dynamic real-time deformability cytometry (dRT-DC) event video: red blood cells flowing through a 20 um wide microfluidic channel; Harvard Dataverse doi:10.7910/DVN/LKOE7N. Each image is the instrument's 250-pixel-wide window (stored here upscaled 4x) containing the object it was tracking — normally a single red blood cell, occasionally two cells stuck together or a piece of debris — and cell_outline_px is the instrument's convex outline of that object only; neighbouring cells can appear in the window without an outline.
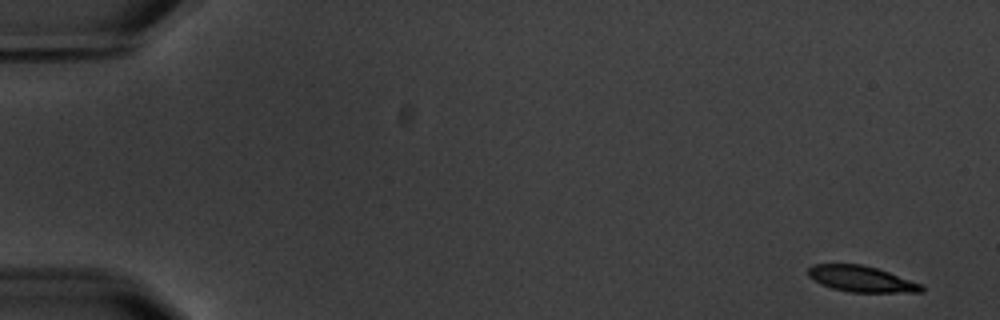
{"species": "common noctule bat (a hibernating species)", "species_latin": "Nyctalus noctula", "temperature_condition": "warm", "stored_images_in_passage": 8, "camera_frame_rate_fps": 3000, "um_per_image_px": 0.085, "animal": {"sex": "male", "body_mass_g": 20.1, "forearm_length_mm": 53.5}, "frame": {"image": 1, "passage_image": 1, "time_ms": 0.0, "image_size_px": [1000, 320], "cell_outline_px": [[924, 292], [848, 292], [832, 288], [820, 284], [808, 276], [808, 268], [812, 264], [860, 264], [876, 268], [924, 284]], "centroid_in_image_um": [73.22, 23.71], "position_along_channel_um": 11.8, "area_um2": 17.22}}
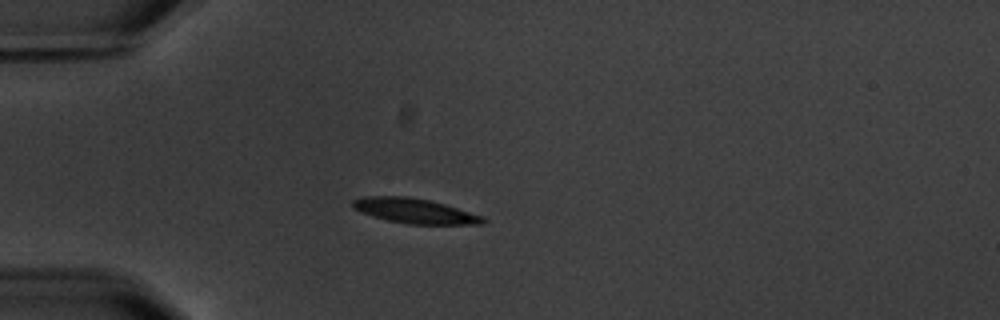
{"frame": {"image": 2, "passage_image": 5, "time_ms": 4.667, "image_size_px": [1000, 320], "cell_outline_px": [[488, 220], [484, 224], [408, 224], [388, 220], [372, 216], [360, 212], [352, 208], [352, 200], [364, 196], [408, 196], [428, 200], [444, 204], [484, 216]], "centroid_in_image_um": [35.24, 17.92], "position_along_channel_um": 49.8, "area_um2": 18.96}}
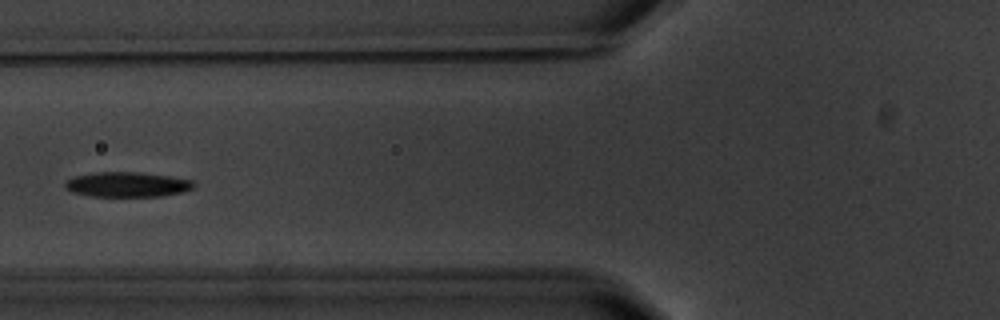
{"frame": {"image": 3, "passage_image": 7, "time_ms": 7.0, "image_size_px": [1000, 320], "cell_outline_px": [[196, 188], [184, 192], [160, 196], [88, 196], [72, 192], [64, 188], [64, 184], [72, 176], [92, 172], [136, 172], [168, 176], [192, 180], [196, 184]], "centroid_in_image_um": [10.81, 15.68], "position_along_channel_um": 115.0, "area_um2": 18.9}}